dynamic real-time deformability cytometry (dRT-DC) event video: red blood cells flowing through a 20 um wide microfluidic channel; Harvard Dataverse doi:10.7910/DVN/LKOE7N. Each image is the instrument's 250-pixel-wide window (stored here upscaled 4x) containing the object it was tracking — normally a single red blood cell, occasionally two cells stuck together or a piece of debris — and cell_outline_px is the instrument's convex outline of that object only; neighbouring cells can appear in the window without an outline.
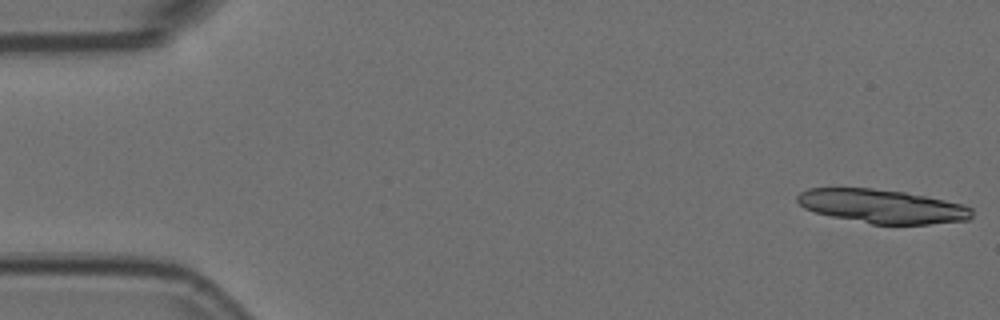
{"species": "Egyptian fruit bat (a non-hibernating species)", "species_latin": "Rousettus aegyptiacus", "temperature_condition": "room temperature", "stored_images_in_passage": 15, "camera_frame_rate_fps": 3000, "um_per_image_px": 0.085, "animal": {"sex": "female"}, "frame": {"image": 1, "passage_image": 1, "time_ms": 0.0, "image_size_px": [1000, 320], "cell_outline_px": [[972, 216], [968, 220], [928, 224], [872, 224], [832, 216], [816, 212], [804, 208], [796, 200], [796, 196], [800, 192], [808, 188], [872, 188], [904, 192], [944, 200], [960, 204], [972, 208]], "centroid_in_image_um": [74.96, 17.53], "position_along_channel_um": 10.0, "area_um2": 34.1}}